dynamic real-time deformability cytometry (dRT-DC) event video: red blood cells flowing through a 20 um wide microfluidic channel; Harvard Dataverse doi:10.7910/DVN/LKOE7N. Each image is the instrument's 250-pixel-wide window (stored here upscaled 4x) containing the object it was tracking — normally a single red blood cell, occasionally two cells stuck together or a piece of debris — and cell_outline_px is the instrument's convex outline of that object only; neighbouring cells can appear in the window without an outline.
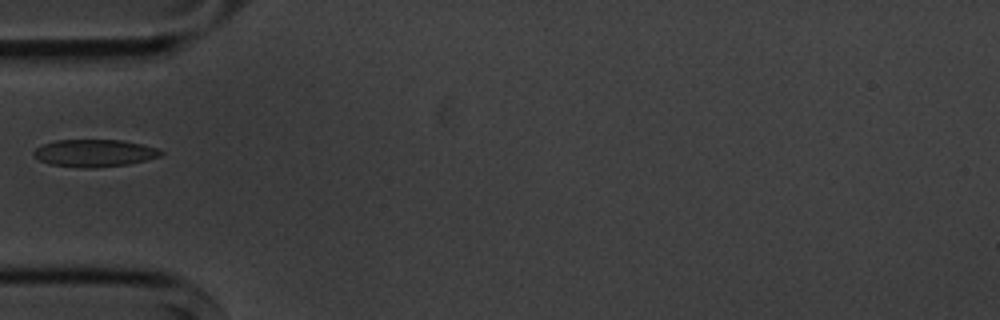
{"species": "common noctule bat (a hibernating species)", "species_latin": "Nyctalus noctula", "temperature_condition": "cold", "stored_images_in_passage": 1, "camera_frame_rate_fps": 3000, "um_per_image_px": 0.085, "animal": {"sex": "male", "body_mass_g": 20.1, "forearm_length_mm": 53.5}, "frame": {"image": 1, "passage_image": 1, "time_ms": 0.0, "image_size_px": [1000, 320], "cell_outline_px": [[164, 152], [160, 156], [128, 164], [96, 168], [80, 168], [48, 164], [40, 160], [32, 152], [36, 148], [44, 144], [56, 140], [124, 140], [156, 148]], "centroid_in_image_um": [8.01, 13.02], "position_along_channel_um": 77.0, "area_um2": 20.17}}